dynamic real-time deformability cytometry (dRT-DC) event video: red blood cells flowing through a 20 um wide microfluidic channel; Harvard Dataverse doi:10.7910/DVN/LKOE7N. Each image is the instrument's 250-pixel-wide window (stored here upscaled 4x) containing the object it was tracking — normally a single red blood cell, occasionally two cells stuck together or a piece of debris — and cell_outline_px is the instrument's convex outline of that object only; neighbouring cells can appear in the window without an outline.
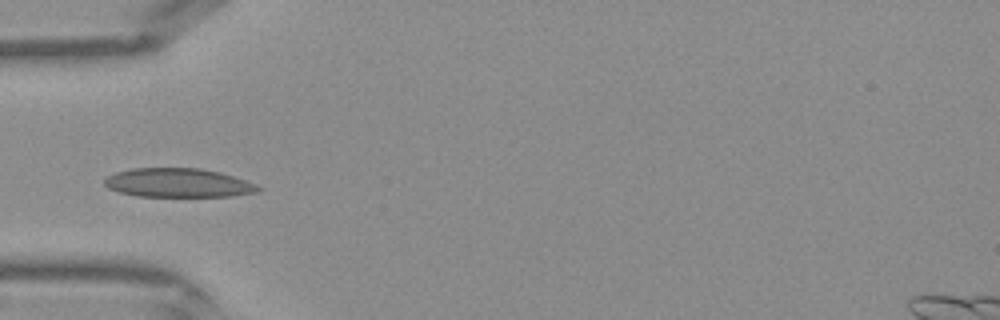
{"species": "Egyptian fruit bat (a non-hibernating species)", "species_latin": "Rousettus aegyptiacus", "temperature_condition": "warm", "stored_images_in_passage": 11, "camera_frame_rate_fps": 3000, "um_per_image_px": 0.085, "frame": {"image": 1, "passage_image": 4, "time_ms": 1.0, "image_size_px": [1000, 320], "cell_outline_px": [[264, 188], [260, 192], [232, 196], [136, 196], [120, 192], [108, 188], [104, 184], [104, 180], [108, 176], [116, 172], [132, 168], [200, 168], [220, 172], [256, 184]], "centroid_in_image_um": [15.17, 15.54], "position_along_channel_um": 69.8, "area_um2": 25.95}}
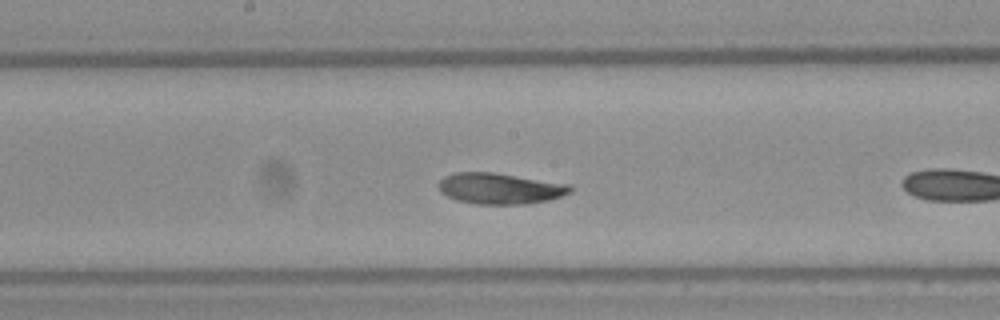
{"frame": {"image": 2, "passage_image": 10, "time_ms": 3.0, "image_size_px": [1000, 320], "cell_outline_px": [[572, 192], [548, 200], [528, 204], [476, 204], [456, 200], [440, 192], [440, 180], [444, 176], [452, 172], [492, 172], [572, 184]], "centroid_in_image_um": [42.52, 16.02], "position_along_channel_um": 205.7, "area_um2": 23.87}}